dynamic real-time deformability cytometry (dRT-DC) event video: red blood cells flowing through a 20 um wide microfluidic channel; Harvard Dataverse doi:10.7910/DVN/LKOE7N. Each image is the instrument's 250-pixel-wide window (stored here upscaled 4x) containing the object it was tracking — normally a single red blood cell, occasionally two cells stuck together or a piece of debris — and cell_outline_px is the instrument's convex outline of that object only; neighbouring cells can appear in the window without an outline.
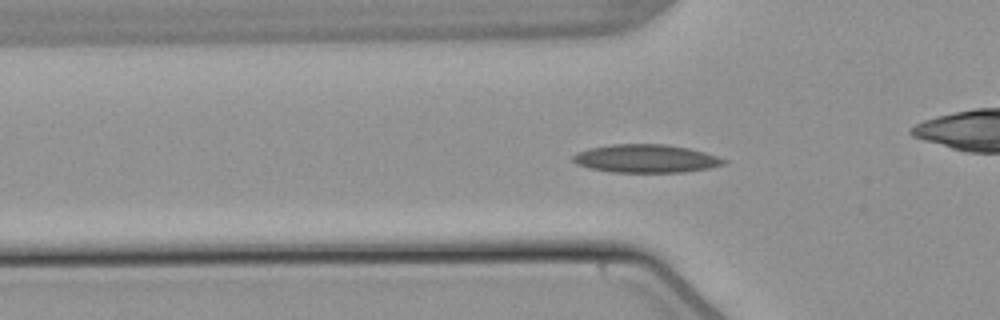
{"species": "common noctule bat (a hibernating species)", "species_latin": "Nyctalus noctula", "temperature_condition": "warm", "stored_images_in_passage": 54, "camera_frame_rate_fps": 3000, "um_per_image_px": 0.085, "animal": {"sex": "male", "body_mass_g": 21.5, "forearm_length_mm": 52.0}, "frame": {"image": 1, "passage_image": 17, "time_ms": 5.333, "image_size_px": [1000, 320], "cell_outline_px": [[728, 164], [708, 168], [684, 172], [612, 172], [588, 168], [576, 164], [572, 160], [572, 156], [576, 152], [588, 148], [612, 144], [664, 144], [688, 148], [704, 152], [728, 160]], "centroid_in_image_um": [54.88, 13.48], "position_along_channel_um": 70.9, "area_um2": 24.91}}
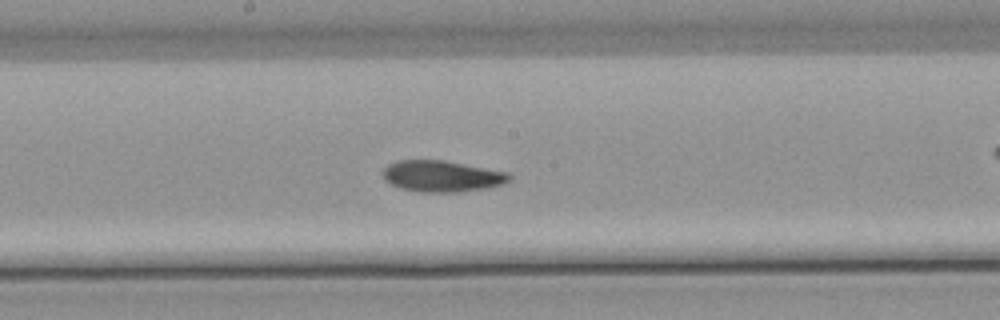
{"frame": {"image": 2, "passage_image": 28, "time_ms": 9.0, "image_size_px": [1000, 320], "cell_outline_px": [[512, 180], [504, 184], [484, 188], [456, 192], [420, 192], [400, 188], [392, 184], [380, 172], [388, 164], [396, 160], [444, 160], [508, 172], [512, 176]], "centroid_in_image_um": [37.58, 14.97], "position_along_channel_um": 210.6, "area_um2": 23.06}}
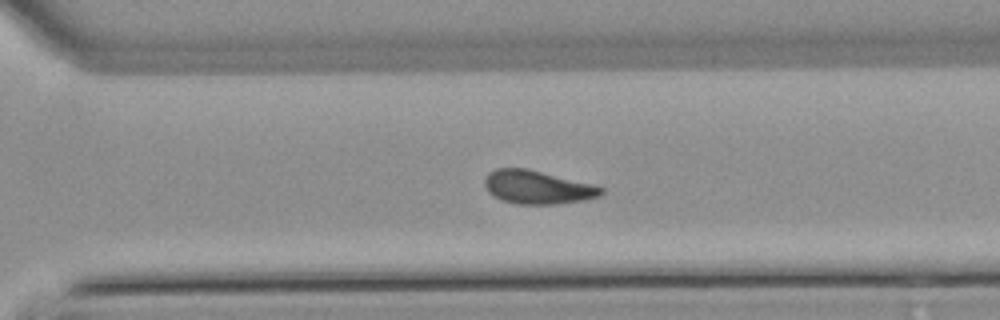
{"frame": {"image": 3, "passage_image": 37, "time_ms": 12.0, "image_size_px": [1000, 320], "cell_outline_px": [[604, 192], [600, 196], [584, 200], [556, 204], [516, 204], [500, 200], [488, 192], [484, 184], [484, 180], [488, 172], [496, 168], [528, 168], [592, 184], [604, 188]], "centroid_in_image_um": [45.66, 15.91], "position_along_channel_um": 324.9, "area_um2": 22.83}, "authors_computed_cell_mechanics": {"area_um2": 22.542, "velocity_mm_per_s": 3.8125, "shape_relaxation_time_tau1_ms": 7.389, "shape_relaxation_time_tau2_ms": 2.6212, "deformation_change_tau1": 0.1846, "deformation_change_tau2": 0.0752}}